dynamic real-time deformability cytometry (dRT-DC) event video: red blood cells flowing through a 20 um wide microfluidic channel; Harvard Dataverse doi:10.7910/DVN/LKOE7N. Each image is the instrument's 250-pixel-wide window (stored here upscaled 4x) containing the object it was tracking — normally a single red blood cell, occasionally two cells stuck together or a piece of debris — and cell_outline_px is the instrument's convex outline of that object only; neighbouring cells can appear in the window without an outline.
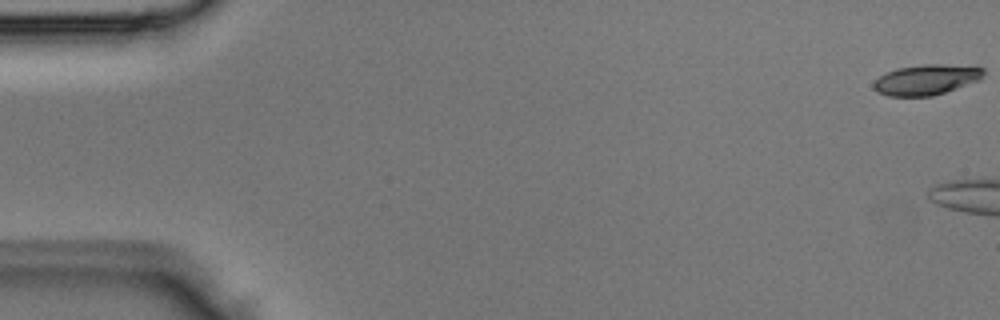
{"species": "Egyptian fruit bat (a non-hibernating species)", "species_latin": "Rousettus aegyptiacus", "temperature_condition": "room temperature", "stored_images_in_passage": 7, "camera_frame_rate_fps": 3000, "um_per_image_px": 0.085, "animal": {"sex": "male"}, "frame": {"image": 1, "passage_image": 1, "time_ms": 0.0, "image_size_px": [1000, 320], "cell_outline_px": [[984, 72], [980, 80], [932, 96], [888, 96], [876, 92], [872, 88], [872, 84], [884, 72], [896, 68], [924, 64], [976, 64], [984, 68]], "centroid_in_image_um": [78.76, 6.74], "position_along_channel_um": 6.2, "area_um2": 19.94}}
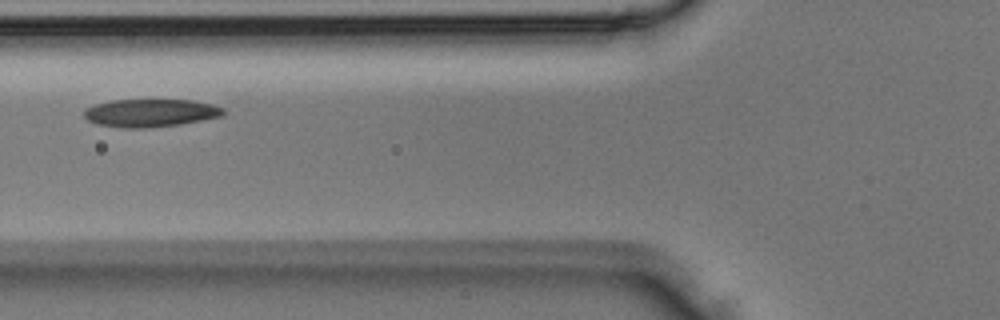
{"frame": {"image": 2, "passage_image": 7, "time_ms": 2.0, "image_size_px": [1000, 320], "cell_outline_px": [[224, 112], [220, 116], [180, 124], [140, 128], [124, 128], [96, 124], [88, 120], [84, 116], [84, 112], [88, 108], [96, 104], [112, 100], [192, 100], [212, 104], [224, 108]], "centroid_in_image_um": [12.77, 9.59], "position_along_channel_um": 113.0, "area_um2": 22.31}}